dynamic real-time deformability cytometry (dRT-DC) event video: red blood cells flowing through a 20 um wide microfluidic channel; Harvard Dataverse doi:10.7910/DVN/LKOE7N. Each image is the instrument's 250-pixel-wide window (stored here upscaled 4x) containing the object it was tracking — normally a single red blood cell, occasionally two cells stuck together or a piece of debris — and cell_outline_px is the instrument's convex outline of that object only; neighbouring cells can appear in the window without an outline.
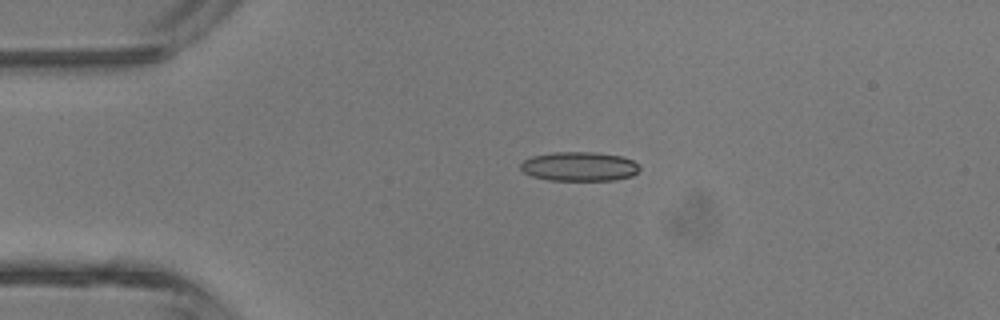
{"species": "common noctule bat (a hibernating species)", "species_latin": "Nyctalus noctula", "temperature_condition": "room temperature", "stored_images_in_passage": 4, "camera_frame_rate_fps": 3000, "um_per_image_px": 0.085, "animal": {"sex": "male", "body_mass_g": 13.3}, "frame": {"image": 1, "passage_image": 2, "time_ms": 1.0, "image_size_px": [1000, 320], "cell_outline_px": [[640, 168], [632, 176], [616, 180], [548, 180], [532, 176], [524, 172], [520, 168], [520, 164], [524, 160], [532, 156], [552, 152], [596, 152], [620, 156], [632, 160]], "centroid_in_image_um": [49.22, 14.15], "position_along_channel_um": 35.8, "area_um2": 20.23}}
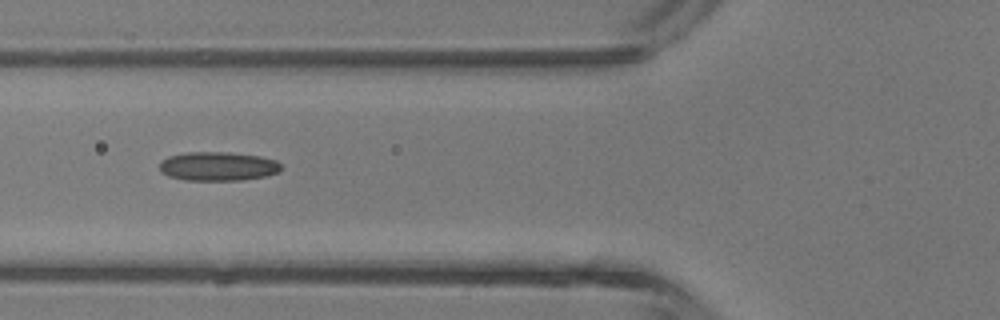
{"frame": {"image": 2, "passage_image": 4, "time_ms": 3.333, "image_size_px": [1000, 320], "cell_outline_px": [[280, 172], [268, 176], [240, 180], [184, 180], [168, 176], [160, 172], [160, 160], [168, 156], [188, 152], [228, 152], [260, 156], [276, 160], [280, 164]], "centroid_in_image_um": [18.51, 14.13], "position_along_channel_um": 107.3, "area_um2": 20.69}}